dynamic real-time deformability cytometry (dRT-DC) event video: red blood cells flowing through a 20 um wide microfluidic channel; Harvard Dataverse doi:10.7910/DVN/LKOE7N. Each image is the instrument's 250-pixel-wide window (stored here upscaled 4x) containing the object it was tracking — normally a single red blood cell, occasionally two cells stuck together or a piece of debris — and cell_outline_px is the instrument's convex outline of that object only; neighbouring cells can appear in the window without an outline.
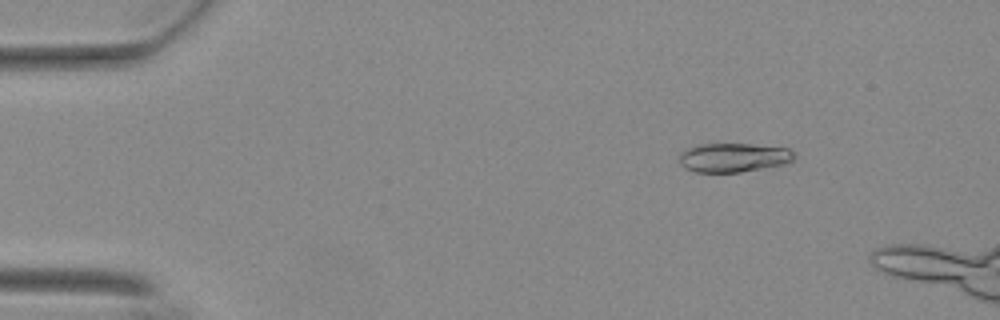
{"species": "Egyptian fruit bat (a non-hibernating species)", "species_latin": "Rousettus aegyptiacus", "temperature_condition": "warm", "stored_images_in_passage": 51, "camera_frame_rate_fps": 3000, "um_per_image_px": 0.085, "animal": {"sex": "female"}, "frame": {"image": 1, "passage_image": 8, "time_ms": 2.333, "image_size_px": [1000, 320], "cell_outline_px": [[796, 156], [792, 160], [784, 164], [740, 172], [696, 172], [684, 168], [680, 164], [680, 152], [688, 148], [704, 144], [752, 144], [788, 148]], "centroid_in_image_um": [62.34, 13.39], "position_along_channel_um": 22.7, "area_um2": 19.31}}
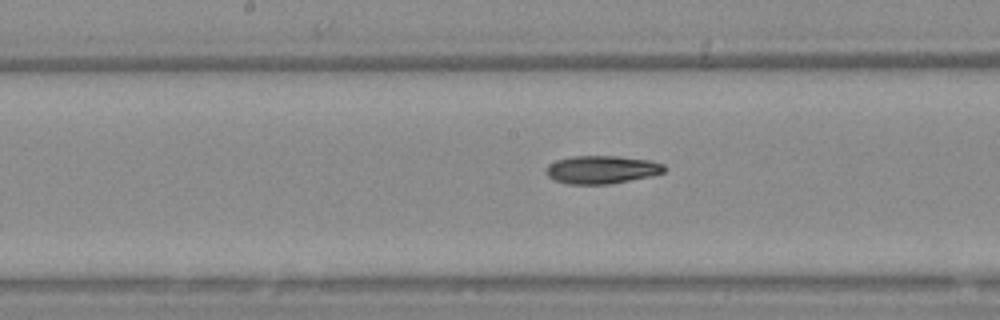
{"frame": {"image": 2, "passage_image": 29, "time_ms": 9.333, "image_size_px": [1000, 320], "cell_outline_px": [[664, 172], [652, 176], [608, 184], [568, 184], [556, 180], [548, 176], [544, 168], [548, 164], [556, 160], [572, 156], [616, 156], [652, 160], [664, 164]], "centroid_in_image_um": [51.14, 14.41], "position_along_channel_um": 197.1, "area_um2": 19.36}}
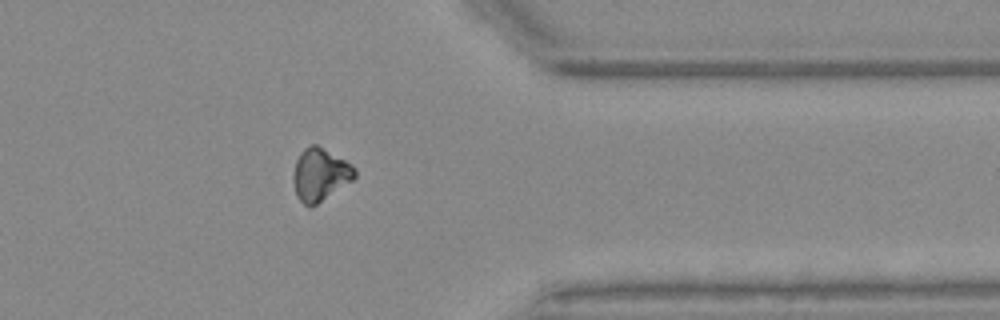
{"frame": {"image": 3, "passage_image": 45, "time_ms": 14.667, "image_size_px": [1000, 320], "cell_outline_px": [[356, 176], [352, 180], [316, 204], [308, 208], [296, 196], [292, 180], [292, 172], [296, 160], [300, 152], [304, 148], [312, 144], [316, 144], [344, 160], [356, 168]], "centroid_in_image_um": [27.16, 14.84], "position_along_channel_um": 384.2, "area_um2": 18.73}}